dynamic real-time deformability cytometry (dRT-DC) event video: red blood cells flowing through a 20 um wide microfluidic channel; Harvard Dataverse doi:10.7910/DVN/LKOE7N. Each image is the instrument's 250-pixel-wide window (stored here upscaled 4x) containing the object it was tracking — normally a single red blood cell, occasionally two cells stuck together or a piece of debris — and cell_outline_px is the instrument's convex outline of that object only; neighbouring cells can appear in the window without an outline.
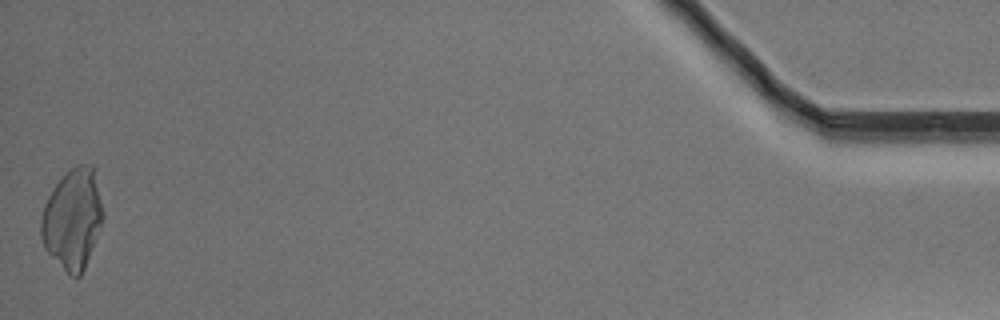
{"species": "Egyptian fruit bat (a non-hibernating species)", "species_latin": "Rousettus aegyptiacus", "temperature_condition": "warm", "stored_images_in_passage": 37, "camera_frame_rate_fps": 3000, "um_per_image_px": 0.085, "animal": {"sex": "male"}, "frame": {"image": 1, "passage_image": 37, "time_ms": 12.0, "image_size_px": [1000, 320], "cell_outline_px": [[104, 216], [84, 268], [80, 276], [72, 276], [44, 248], [40, 232], [40, 220], [44, 204], [52, 188], [76, 164], [92, 164], [96, 168], [104, 212]], "centroid_in_image_um": [6.19, 18.53], "position_along_channel_um": 429.0, "area_um2": 36.01}}